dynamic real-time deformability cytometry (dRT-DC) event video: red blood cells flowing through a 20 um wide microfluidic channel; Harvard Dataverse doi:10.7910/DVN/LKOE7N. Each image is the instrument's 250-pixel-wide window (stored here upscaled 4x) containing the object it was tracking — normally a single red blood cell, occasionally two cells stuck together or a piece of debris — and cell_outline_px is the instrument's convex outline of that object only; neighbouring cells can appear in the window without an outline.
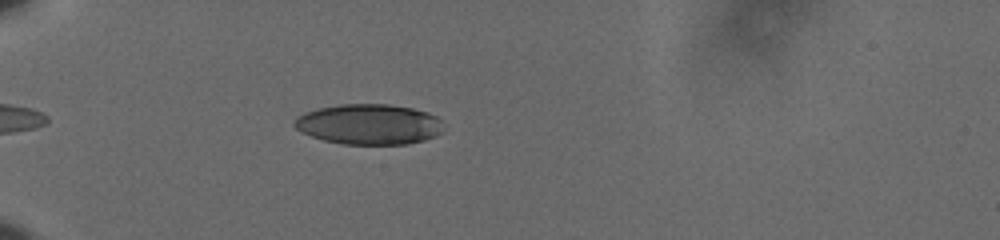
{"species": "human", "species_latin": "Homo sapiens", "temperature_condition": "cold", "stored_images_in_passage": 43, "camera_frame_rate_fps": 3000, "um_per_image_px": 0.085, "donor": {"sex": "male"}, "frame": {"image": 1, "passage_image": 4, "time_ms": 1.0, "image_size_px": [1000, 240], "cell_outline_px": [[440, 132], [436, 136], [424, 140], [408, 144], [344, 144], [324, 140], [312, 136], [296, 128], [292, 124], [300, 116], [308, 112], [320, 108], [340, 104], [388, 104], [412, 108], [428, 112], [436, 116], [440, 120]], "centroid_in_image_um": [31.39, 10.56], "position_along_channel_um": 53.6, "area_um2": 34.68}}
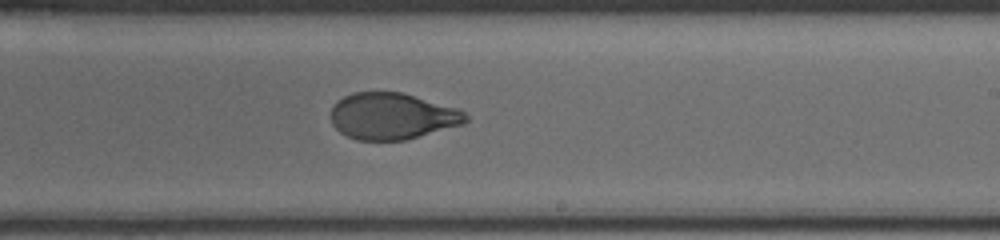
{"frame": {"image": 2, "passage_image": 23, "time_ms": 7.333, "image_size_px": [1000, 240], "cell_outline_px": [[468, 120], [464, 124], [408, 140], [356, 140], [340, 132], [332, 124], [332, 104], [336, 100], [352, 92], [404, 92], [456, 108], [464, 112], [468, 116]], "centroid_in_image_um": [33.34, 9.87], "position_along_channel_um": 255.7, "area_um2": 36.82}}
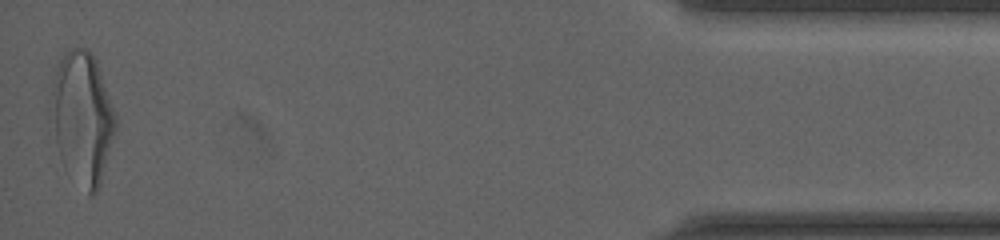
{"frame": {"image": 3, "passage_image": 43, "time_ms": 14.0, "image_size_px": [1000, 240], "cell_outline_px": [[116, 132], [100, 184], [96, 192], [92, 196], [88, 196], [60, 156], [48, 112], [48, 104], [56, 64], [64, 52], [72, 48], [88, 48], [96, 60], [116, 116]], "centroid_in_image_um": [6.97, 9.96], "position_along_channel_um": 428.2, "area_um2": 49.71}, "authors_computed_cell_mechanics": {"area_um2": 37.9746, "velocity_mm_per_s": 3.6277, "shape_relaxation_time_tau1_ms": 4.2088, "shape_relaxation_time_tau2_ms": 1.1668, "deformation_change_tau1": 0.1941, "deformation_change_tau2": 0.0622}}